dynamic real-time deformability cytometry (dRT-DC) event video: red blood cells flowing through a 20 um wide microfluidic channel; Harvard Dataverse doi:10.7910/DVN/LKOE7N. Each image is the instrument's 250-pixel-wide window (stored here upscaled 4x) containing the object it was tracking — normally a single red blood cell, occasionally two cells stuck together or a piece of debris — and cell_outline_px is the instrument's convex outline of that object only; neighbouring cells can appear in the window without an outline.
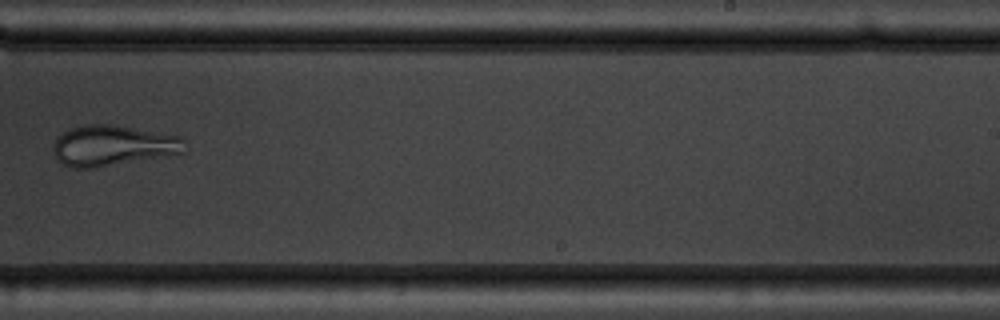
{"species": "common noctule bat (a hibernating species)", "species_latin": "Nyctalus noctula", "temperature_condition": "warm", "stored_images_in_passage": 8, "camera_frame_rate_fps": 3000, "um_per_image_px": 0.085, "animal": {"sex": "male", "body_mass_g": 19.5, "forearm_length_mm": 54.6}, "frame": {"image": 1, "passage_image": 7, "time_ms": 7.0, "image_size_px": [1000, 320], "cell_outline_px": [[184, 152], [92, 168], [72, 168], [56, 160], [52, 148], [52, 144], [64, 132], [72, 128], [84, 124], [116, 124], [180, 136], [184, 140]], "centroid_in_image_um": [9.55, 12.36], "position_along_channel_um": 279.5, "area_um2": 30.87}}